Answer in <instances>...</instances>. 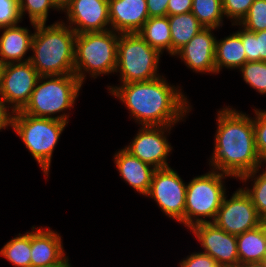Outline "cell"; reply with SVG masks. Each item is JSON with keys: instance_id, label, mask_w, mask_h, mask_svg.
<instances>
[{"instance_id": "cell-1", "label": "cell", "mask_w": 266, "mask_h": 267, "mask_svg": "<svg viewBox=\"0 0 266 267\" xmlns=\"http://www.w3.org/2000/svg\"><path fill=\"white\" fill-rule=\"evenodd\" d=\"M180 86H173L162 75L149 81L107 86L112 96L125 105L141 126H174L184 121L192 106ZM184 119V120H183Z\"/></svg>"}, {"instance_id": "cell-2", "label": "cell", "mask_w": 266, "mask_h": 267, "mask_svg": "<svg viewBox=\"0 0 266 267\" xmlns=\"http://www.w3.org/2000/svg\"><path fill=\"white\" fill-rule=\"evenodd\" d=\"M216 122L210 169L239 179L264 167L256 150L253 118L249 114L225 106L217 111Z\"/></svg>"}, {"instance_id": "cell-3", "label": "cell", "mask_w": 266, "mask_h": 267, "mask_svg": "<svg viewBox=\"0 0 266 267\" xmlns=\"http://www.w3.org/2000/svg\"><path fill=\"white\" fill-rule=\"evenodd\" d=\"M34 29L30 62L40 76L74 74L76 33L62 21L51 25L31 22Z\"/></svg>"}, {"instance_id": "cell-4", "label": "cell", "mask_w": 266, "mask_h": 267, "mask_svg": "<svg viewBox=\"0 0 266 267\" xmlns=\"http://www.w3.org/2000/svg\"><path fill=\"white\" fill-rule=\"evenodd\" d=\"M81 88L82 83L75 74L40 76L29 102L21 111L33 117L69 123L70 113L65 111L74 108Z\"/></svg>"}, {"instance_id": "cell-5", "label": "cell", "mask_w": 266, "mask_h": 267, "mask_svg": "<svg viewBox=\"0 0 266 267\" xmlns=\"http://www.w3.org/2000/svg\"><path fill=\"white\" fill-rule=\"evenodd\" d=\"M119 33L113 30L77 34L74 50V74L84 84L87 74L98 76L114 74L117 65Z\"/></svg>"}, {"instance_id": "cell-6", "label": "cell", "mask_w": 266, "mask_h": 267, "mask_svg": "<svg viewBox=\"0 0 266 267\" xmlns=\"http://www.w3.org/2000/svg\"><path fill=\"white\" fill-rule=\"evenodd\" d=\"M67 125L56 119L33 117L21 110L14 113L12 130L37 161L46 179L50 174L53 152Z\"/></svg>"}, {"instance_id": "cell-7", "label": "cell", "mask_w": 266, "mask_h": 267, "mask_svg": "<svg viewBox=\"0 0 266 267\" xmlns=\"http://www.w3.org/2000/svg\"><path fill=\"white\" fill-rule=\"evenodd\" d=\"M231 176L210 169L187 183L184 226L213 222L226 193L225 180ZM207 219V220H206ZM209 219V220H208ZM211 219V220H210Z\"/></svg>"}, {"instance_id": "cell-8", "label": "cell", "mask_w": 266, "mask_h": 267, "mask_svg": "<svg viewBox=\"0 0 266 267\" xmlns=\"http://www.w3.org/2000/svg\"><path fill=\"white\" fill-rule=\"evenodd\" d=\"M161 55L138 33L119 34L115 73H120V84L160 77L158 69Z\"/></svg>"}, {"instance_id": "cell-9", "label": "cell", "mask_w": 266, "mask_h": 267, "mask_svg": "<svg viewBox=\"0 0 266 267\" xmlns=\"http://www.w3.org/2000/svg\"><path fill=\"white\" fill-rule=\"evenodd\" d=\"M187 183L170 167L156 169L146 197L153 199L164 215L184 225Z\"/></svg>"}, {"instance_id": "cell-10", "label": "cell", "mask_w": 266, "mask_h": 267, "mask_svg": "<svg viewBox=\"0 0 266 267\" xmlns=\"http://www.w3.org/2000/svg\"><path fill=\"white\" fill-rule=\"evenodd\" d=\"M40 75L30 61L3 65L0 77V95L16 112L29 102Z\"/></svg>"}, {"instance_id": "cell-11", "label": "cell", "mask_w": 266, "mask_h": 267, "mask_svg": "<svg viewBox=\"0 0 266 267\" xmlns=\"http://www.w3.org/2000/svg\"><path fill=\"white\" fill-rule=\"evenodd\" d=\"M225 195L213 223L229 234L238 235L263 223L250 197L241 188L228 199Z\"/></svg>"}, {"instance_id": "cell-12", "label": "cell", "mask_w": 266, "mask_h": 267, "mask_svg": "<svg viewBox=\"0 0 266 267\" xmlns=\"http://www.w3.org/2000/svg\"><path fill=\"white\" fill-rule=\"evenodd\" d=\"M172 127L140 126L134 139L123 148L155 169L170 167L167 161L173 147L167 136L170 135Z\"/></svg>"}, {"instance_id": "cell-13", "label": "cell", "mask_w": 266, "mask_h": 267, "mask_svg": "<svg viewBox=\"0 0 266 267\" xmlns=\"http://www.w3.org/2000/svg\"><path fill=\"white\" fill-rule=\"evenodd\" d=\"M195 239L221 267H237L239 257L237 252V237L217 227L213 222L199 223L189 229Z\"/></svg>"}, {"instance_id": "cell-14", "label": "cell", "mask_w": 266, "mask_h": 267, "mask_svg": "<svg viewBox=\"0 0 266 267\" xmlns=\"http://www.w3.org/2000/svg\"><path fill=\"white\" fill-rule=\"evenodd\" d=\"M64 12L68 21H61L76 34L110 30L108 0H73Z\"/></svg>"}, {"instance_id": "cell-15", "label": "cell", "mask_w": 266, "mask_h": 267, "mask_svg": "<svg viewBox=\"0 0 266 267\" xmlns=\"http://www.w3.org/2000/svg\"><path fill=\"white\" fill-rule=\"evenodd\" d=\"M212 27H204L188 44L180 48L173 56L184 61L185 66L195 73L216 74L215 48L216 36Z\"/></svg>"}, {"instance_id": "cell-16", "label": "cell", "mask_w": 266, "mask_h": 267, "mask_svg": "<svg viewBox=\"0 0 266 267\" xmlns=\"http://www.w3.org/2000/svg\"><path fill=\"white\" fill-rule=\"evenodd\" d=\"M110 29L119 33H138L149 19L146 0H108Z\"/></svg>"}, {"instance_id": "cell-17", "label": "cell", "mask_w": 266, "mask_h": 267, "mask_svg": "<svg viewBox=\"0 0 266 267\" xmlns=\"http://www.w3.org/2000/svg\"><path fill=\"white\" fill-rule=\"evenodd\" d=\"M50 228L32 226L31 267L55 264L66 256L61 235Z\"/></svg>"}, {"instance_id": "cell-18", "label": "cell", "mask_w": 266, "mask_h": 267, "mask_svg": "<svg viewBox=\"0 0 266 267\" xmlns=\"http://www.w3.org/2000/svg\"><path fill=\"white\" fill-rule=\"evenodd\" d=\"M113 158L117 171H119V176L124 182L139 194L146 196L156 169L152 165L132 156L124 148L116 151Z\"/></svg>"}, {"instance_id": "cell-19", "label": "cell", "mask_w": 266, "mask_h": 267, "mask_svg": "<svg viewBox=\"0 0 266 267\" xmlns=\"http://www.w3.org/2000/svg\"><path fill=\"white\" fill-rule=\"evenodd\" d=\"M0 32V62L3 65L30 60V55L26 57V54L31 51L34 32L19 24L0 28Z\"/></svg>"}, {"instance_id": "cell-20", "label": "cell", "mask_w": 266, "mask_h": 267, "mask_svg": "<svg viewBox=\"0 0 266 267\" xmlns=\"http://www.w3.org/2000/svg\"><path fill=\"white\" fill-rule=\"evenodd\" d=\"M247 62L245 49L240 37V28L220 40L216 39L215 69L219 74L223 68L240 69Z\"/></svg>"}, {"instance_id": "cell-21", "label": "cell", "mask_w": 266, "mask_h": 267, "mask_svg": "<svg viewBox=\"0 0 266 267\" xmlns=\"http://www.w3.org/2000/svg\"><path fill=\"white\" fill-rule=\"evenodd\" d=\"M239 265L262 262L266 251V225L236 235Z\"/></svg>"}, {"instance_id": "cell-22", "label": "cell", "mask_w": 266, "mask_h": 267, "mask_svg": "<svg viewBox=\"0 0 266 267\" xmlns=\"http://www.w3.org/2000/svg\"><path fill=\"white\" fill-rule=\"evenodd\" d=\"M171 31V56L198 34L204 27L192 12L168 16Z\"/></svg>"}, {"instance_id": "cell-23", "label": "cell", "mask_w": 266, "mask_h": 267, "mask_svg": "<svg viewBox=\"0 0 266 267\" xmlns=\"http://www.w3.org/2000/svg\"><path fill=\"white\" fill-rule=\"evenodd\" d=\"M138 34L161 54L171 55V31L168 16L149 17Z\"/></svg>"}, {"instance_id": "cell-24", "label": "cell", "mask_w": 266, "mask_h": 267, "mask_svg": "<svg viewBox=\"0 0 266 267\" xmlns=\"http://www.w3.org/2000/svg\"><path fill=\"white\" fill-rule=\"evenodd\" d=\"M0 256L15 267H31V230L9 240L0 249Z\"/></svg>"}, {"instance_id": "cell-25", "label": "cell", "mask_w": 266, "mask_h": 267, "mask_svg": "<svg viewBox=\"0 0 266 267\" xmlns=\"http://www.w3.org/2000/svg\"><path fill=\"white\" fill-rule=\"evenodd\" d=\"M261 169L262 167H259L240 177L238 180L242 181L244 184L250 179L251 182L253 181V183H251V188L246 186L242 189L250 197L258 215L264 220L266 218V168H263V171H260Z\"/></svg>"}, {"instance_id": "cell-26", "label": "cell", "mask_w": 266, "mask_h": 267, "mask_svg": "<svg viewBox=\"0 0 266 267\" xmlns=\"http://www.w3.org/2000/svg\"><path fill=\"white\" fill-rule=\"evenodd\" d=\"M191 12L203 27L220 29L224 24L222 0H193Z\"/></svg>"}, {"instance_id": "cell-27", "label": "cell", "mask_w": 266, "mask_h": 267, "mask_svg": "<svg viewBox=\"0 0 266 267\" xmlns=\"http://www.w3.org/2000/svg\"><path fill=\"white\" fill-rule=\"evenodd\" d=\"M232 26L240 27V37L245 49L247 62H266V30L259 32H250L241 27L239 24H232Z\"/></svg>"}, {"instance_id": "cell-28", "label": "cell", "mask_w": 266, "mask_h": 267, "mask_svg": "<svg viewBox=\"0 0 266 267\" xmlns=\"http://www.w3.org/2000/svg\"><path fill=\"white\" fill-rule=\"evenodd\" d=\"M239 71L247 85L259 94L266 95V62L249 61Z\"/></svg>"}, {"instance_id": "cell-29", "label": "cell", "mask_w": 266, "mask_h": 267, "mask_svg": "<svg viewBox=\"0 0 266 267\" xmlns=\"http://www.w3.org/2000/svg\"><path fill=\"white\" fill-rule=\"evenodd\" d=\"M19 6L22 19L27 13L29 22L36 24L46 23L50 9L58 11L52 0H19Z\"/></svg>"}, {"instance_id": "cell-30", "label": "cell", "mask_w": 266, "mask_h": 267, "mask_svg": "<svg viewBox=\"0 0 266 267\" xmlns=\"http://www.w3.org/2000/svg\"><path fill=\"white\" fill-rule=\"evenodd\" d=\"M239 25L250 32L266 30V0H254Z\"/></svg>"}, {"instance_id": "cell-31", "label": "cell", "mask_w": 266, "mask_h": 267, "mask_svg": "<svg viewBox=\"0 0 266 267\" xmlns=\"http://www.w3.org/2000/svg\"><path fill=\"white\" fill-rule=\"evenodd\" d=\"M253 126L255 133V146L263 166L266 164V110L253 109Z\"/></svg>"}, {"instance_id": "cell-32", "label": "cell", "mask_w": 266, "mask_h": 267, "mask_svg": "<svg viewBox=\"0 0 266 267\" xmlns=\"http://www.w3.org/2000/svg\"><path fill=\"white\" fill-rule=\"evenodd\" d=\"M254 0H222L223 13L232 24H239L247 15Z\"/></svg>"}, {"instance_id": "cell-33", "label": "cell", "mask_w": 266, "mask_h": 267, "mask_svg": "<svg viewBox=\"0 0 266 267\" xmlns=\"http://www.w3.org/2000/svg\"><path fill=\"white\" fill-rule=\"evenodd\" d=\"M19 0H0V28L22 23Z\"/></svg>"}, {"instance_id": "cell-34", "label": "cell", "mask_w": 266, "mask_h": 267, "mask_svg": "<svg viewBox=\"0 0 266 267\" xmlns=\"http://www.w3.org/2000/svg\"><path fill=\"white\" fill-rule=\"evenodd\" d=\"M180 267H221L217 261L204 252L190 253L179 262Z\"/></svg>"}, {"instance_id": "cell-35", "label": "cell", "mask_w": 266, "mask_h": 267, "mask_svg": "<svg viewBox=\"0 0 266 267\" xmlns=\"http://www.w3.org/2000/svg\"><path fill=\"white\" fill-rule=\"evenodd\" d=\"M14 113L15 111L0 95V131L12 128Z\"/></svg>"}, {"instance_id": "cell-36", "label": "cell", "mask_w": 266, "mask_h": 267, "mask_svg": "<svg viewBox=\"0 0 266 267\" xmlns=\"http://www.w3.org/2000/svg\"><path fill=\"white\" fill-rule=\"evenodd\" d=\"M193 0H169L167 16L189 13L192 10Z\"/></svg>"}, {"instance_id": "cell-37", "label": "cell", "mask_w": 266, "mask_h": 267, "mask_svg": "<svg viewBox=\"0 0 266 267\" xmlns=\"http://www.w3.org/2000/svg\"><path fill=\"white\" fill-rule=\"evenodd\" d=\"M149 17L167 16L169 0H146Z\"/></svg>"}, {"instance_id": "cell-38", "label": "cell", "mask_w": 266, "mask_h": 267, "mask_svg": "<svg viewBox=\"0 0 266 267\" xmlns=\"http://www.w3.org/2000/svg\"><path fill=\"white\" fill-rule=\"evenodd\" d=\"M73 0H52L54 6L62 13L70 6Z\"/></svg>"}, {"instance_id": "cell-39", "label": "cell", "mask_w": 266, "mask_h": 267, "mask_svg": "<svg viewBox=\"0 0 266 267\" xmlns=\"http://www.w3.org/2000/svg\"><path fill=\"white\" fill-rule=\"evenodd\" d=\"M36 267H72L70 260H69V256H65L60 262L55 263V264H51V265H47V266H36Z\"/></svg>"}, {"instance_id": "cell-40", "label": "cell", "mask_w": 266, "mask_h": 267, "mask_svg": "<svg viewBox=\"0 0 266 267\" xmlns=\"http://www.w3.org/2000/svg\"><path fill=\"white\" fill-rule=\"evenodd\" d=\"M237 267H266V264L263 262L244 263V264L238 265Z\"/></svg>"}, {"instance_id": "cell-41", "label": "cell", "mask_w": 266, "mask_h": 267, "mask_svg": "<svg viewBox=\"0 0 266 267\" xmlns=\"http://www.w3.org/2000/svg\"><path fill=\"white\" fill-rule=\"evenodd\" d=\"M262 262L266 264V251Z\"/></svg>"}, {"instance_id": "cell-42", "label": "cell", "mask_w": 266, "mask_h": 267, "mask_svg": "<svg viewBox=\"0 0 266 267\" xmlns=\"http://www.w3.org/2000/svg\"><path fill=\"white\" fill-rule=\"evenodd\" d=\"M2 67H3V64L0 62V77H1Z\"/></svg>"}]
</instances>
